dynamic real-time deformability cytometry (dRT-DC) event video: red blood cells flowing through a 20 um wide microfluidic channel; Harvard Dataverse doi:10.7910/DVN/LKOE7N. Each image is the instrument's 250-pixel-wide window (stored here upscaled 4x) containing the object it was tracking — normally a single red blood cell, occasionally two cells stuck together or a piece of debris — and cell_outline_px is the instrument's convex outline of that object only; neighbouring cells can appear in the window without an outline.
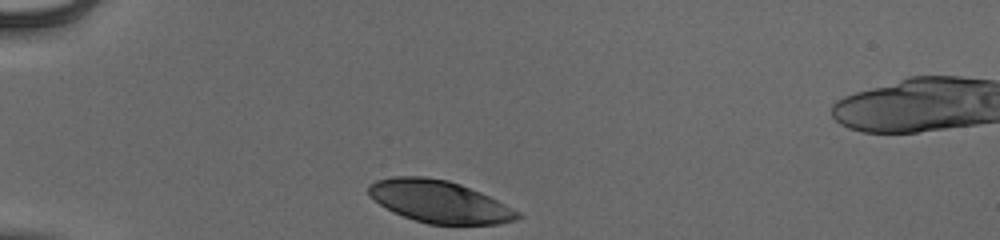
{"species": "human", "species_latin": "Homo sapiens", "temperature_condition": "cold", "stored_images_in_passage": 31, "camera_frame_rate_fps": 3000, "um_per_image_px": 0.085, "donor": {"sex": "male"}, "frame": {"image": 1, "passage_image": 1, "time_ms": 0.0, "image_size_px": [1000, 240], "cell_outline_px": [[524, 216], [516, 220], [500, 224], [428, 224], [392, 212], [380, 204], [368, 192], [368, 184], [376, 180], [392, 176], [424, 176], [448, 180], [460, 184], [480, 192], [520, 212]], "centroid_in_image_um": [37.35, 17.13], "position_along_channel_um": 47.7, "area_um2": 36.53}}
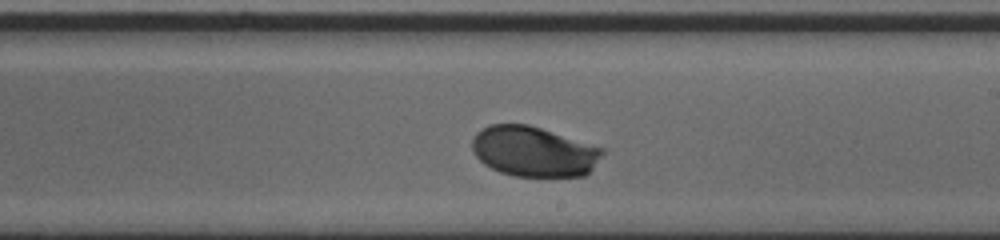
{"frame": {"image": 2, "passage_image": 19, "time_ms": 6.0, "image_size_px": [1000, 240], "cell_outline_px": [[604, 152], [592, 168], [584, 176], [512, 176], [500, 172], [484, 164], [472, 152], [472, 140], [476, 132], [488, 124], [528, 124], [604, 148]], "centroid_in_image_um": [45.33, 12.87], "position_along_channel_um": 243.7, "area_um2": 38.03}}
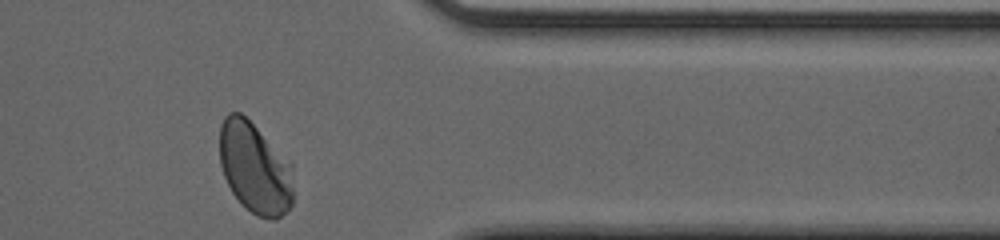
{"frame": {"image": 3, "passage_image": 31, "time_ms": 10.0, "image_size_px": [1000, 240], "cell_outline_px": [[292, 204], [276, 220], [272, 220], [256, 216], [232, 192], [224, 176], [220, 164], [220, 124], [224, 116], [228, 112], [240, 112], [292, 164]], "centroid_in_image_um": [21.64, 14.28], "position_along_channel_um": 389.8, "area_um2": 38.67}, "authors_computed_cell_mechanics": {"area_um2": 38.8416, "velocity_mm_per_s": 3.8724, "shape_relaxation_time_tau1_ms": 2.0267, "shape_relaxation_time_tau2_ms": null, "deformation_change_tau1": 0.1248, "deformation_change_tau2": null}}